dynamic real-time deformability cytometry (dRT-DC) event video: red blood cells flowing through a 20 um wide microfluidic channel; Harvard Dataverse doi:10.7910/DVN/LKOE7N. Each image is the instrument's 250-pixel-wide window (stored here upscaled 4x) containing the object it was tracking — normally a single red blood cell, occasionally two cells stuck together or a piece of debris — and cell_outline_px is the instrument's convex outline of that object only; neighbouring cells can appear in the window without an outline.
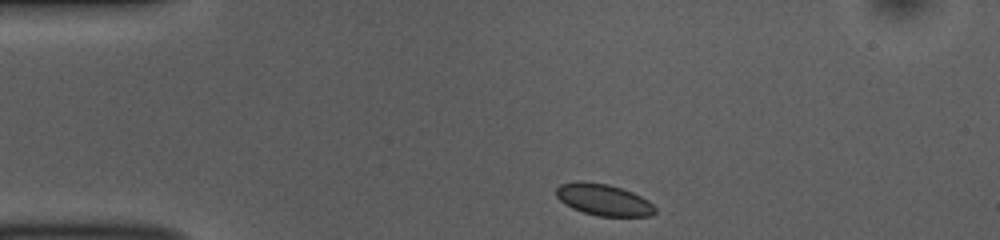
{"species": "common noctule bat (a hibernating species)", "species_latin": "Nyctalus noctula", "temperature_condition": "room temperature", "stored_images_in_passage": 44, "camera_frame_rate_fps": 3000, "um_per_image_px": 0.085, "animal": {"sex": "female", "body_mass_g": 10.0, "forearm_length_mm": 53.1}, "frame": {"image": 1, "passage_image": 1, "time_ms": 0.0, "image_size_px": [1000, 240], "cell_outline_px": [[656, 212], [652, 216], [600, 216], [584, 212], [572, 208], [564, 204], [556, 196], [556, 188], [560, 184], [576, 180], [580, 180], [608, 184], [632, 192], [648, 200], [656, 208]], "centroid_in_image_um": [51.28, 16.97], "position_along_channel_um": 33.7, "area_um2": 18.26}}
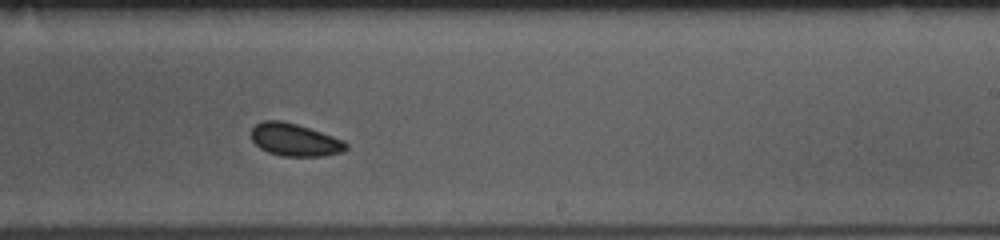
{"frame": {"image": 2, "passage_image": 23, "time_ms": 7.333, "image_size_px": [1000, 240], "cell_outline_px": [[348, 148], [340, 152], [324, 156], [280, 156], [268, 152], [260, 148], [252, 140], [252, 128], [256, 124], [264, 120], [280, 120], [296, 124], [344, 140], [348, 144]], "centroid_in_image_um": [25.05, 11.89], "position_along_channel_um": 264.0, "area_um2": 17.86}}
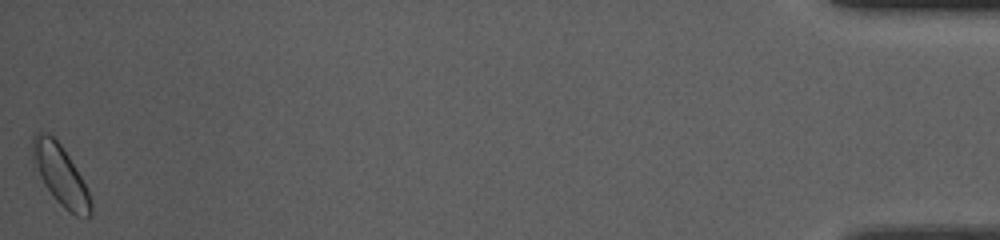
{"frame": {"image": 3, "passage_image": 44, "time_ms": 14.333, "image_size_px": [1000, 240], "cell_outline_px": [[92, 216], [76, 216], [68, 212], [52, 196], [44, 184], [32, 164], [32, 136], [36, 132], [44, 132], [52, 136], [60, 144], [76, 168], [88, 192], [92, 204]], "centroid_in_image_um": [5.11, 14.89], "position_along_channel_um": 430.1, "area_um2": 20.29}, "authors_computed_cell_mechanics": {"area_um2": 18.1203, "velocity_mm_per_s": 3.7071, "shape_relaxation_time_tau1_ms": 1.0376, "shape_relaxation_time_tau2_ms": null, "deformation_change_tau1": 0.0416, "deformation_change_tau2": null}}